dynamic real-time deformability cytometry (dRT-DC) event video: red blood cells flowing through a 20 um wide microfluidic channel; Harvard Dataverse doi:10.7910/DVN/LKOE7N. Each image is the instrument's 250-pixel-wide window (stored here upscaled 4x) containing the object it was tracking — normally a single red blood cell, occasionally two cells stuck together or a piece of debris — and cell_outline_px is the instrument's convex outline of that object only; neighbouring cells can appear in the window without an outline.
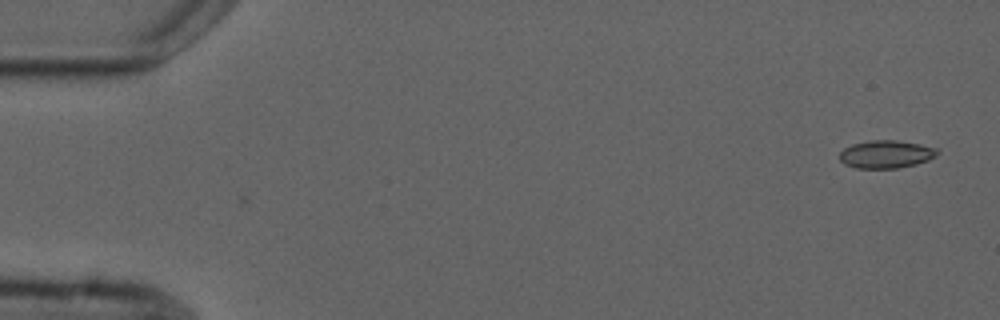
{"species": "common noctule bat (a hibernating species)", "species_latin": "Nyctalus noctula", "temperature_condition": "cold", "stored_images_in_passage": 5, "camera_frame_rate_fps": 3000, "um_per_image_px": 0.085, "animal": {"sex": "male", "forearm_length_mm": 52.5}, "frame": {"image": 1, "passage_image": 1, "time_ms": 0.0, "image_size_px": [1000, 320], "cell_outline_px": [[940, 152], [936, 156], [928, 160], [916, 164], [900, 168], [856, 168], [844, 164], [840, 160], [840, 152], [844, 148], [852, 144], [868, 140], [896, 140], [920, 144], [940, 148]], "centroid_in_image_um": [75.35, 13.1], "position_along_channel_um": 9.7, "area_um2": 16.07}}
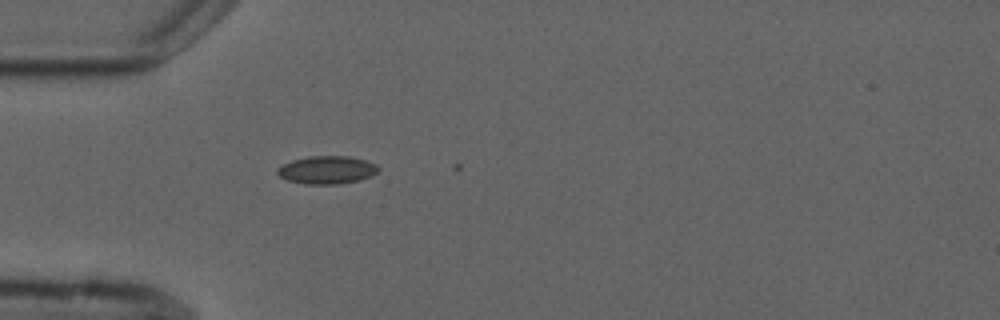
{"frame": {"image": 2, "passage_image": 5, "time_ms": 4.667, "image_size_px": [1000, 320], "cell_outline_px": [[380, 168], [372, 176], [360, 180], [336, 184], [308, 184], [288, 180], [280, 176], [276, 172], [276, 168], [292, 160], [308, 156], [348, 156], [364, 160], [376, 164]], "centroid_in_image_um": [27.79, 14.44], "position_along_channel_um": 57.2, "area_um2": 16.36}}